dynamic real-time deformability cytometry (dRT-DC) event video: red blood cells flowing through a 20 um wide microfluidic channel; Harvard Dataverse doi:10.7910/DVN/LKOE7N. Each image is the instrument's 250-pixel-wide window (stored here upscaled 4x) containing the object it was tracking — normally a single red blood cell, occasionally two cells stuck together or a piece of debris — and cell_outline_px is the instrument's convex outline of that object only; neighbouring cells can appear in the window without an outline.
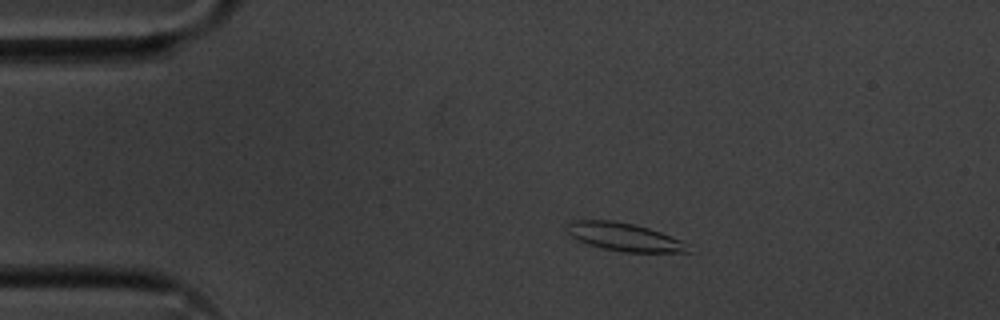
{"species": "common noctule bat (a hibernating species)", "species_latin": "Nyctalus noctula", "temperature_condition": "cold", "stored_images_in_passage": 47, "camera_frame_rate_fps": 3000, "um_per_image_px": 0.085, "animal": {"sex": "male", "body_mass_g": 20.1, "forearm_length_mm": 53.5}, "frame": {"image": 1, "passage_image": 2, "time_ms": 0.333, "image_size_px": [1000, 320], "cell_outline_px": [[696, 252], [624, 252], [604, 248], [588, 244], [572, 236], [568, 232], [568, 224], [572, 220], [612, 220], [636, 224], [660, 232], [680, 240]], "centroid_in_image_um": [53.1, 20.14], "position_along_channel_um": 31.9, "area_um2": 19.59}}
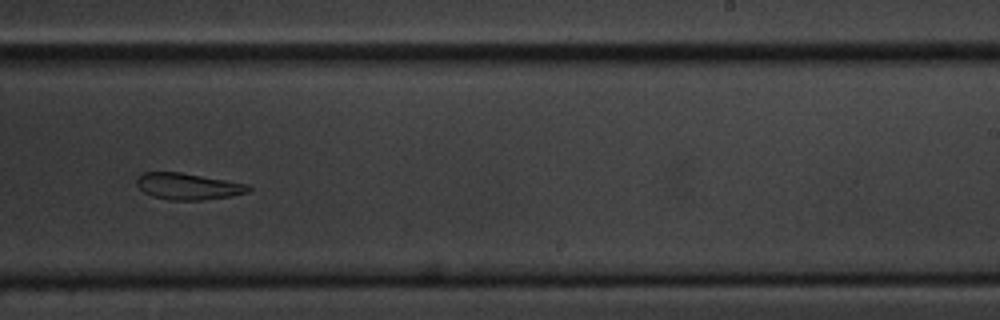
{"frame": {"image": 2, "passage_image": 26, "time_ms": 8.333, "image_size_px": [1000, 320], "cell_outline_px": [[252, 188], [248, 192], [232, 196], [200, 200], [168, 200], [152, 196], [144, 192], [136, 184], [136, 180], [144, 172], [180, 172], [248, 184]], "centroid_in_image_um": [15.99, 15.84], "position_along_channel_um": 273.0, "area_um2": 17.17}}
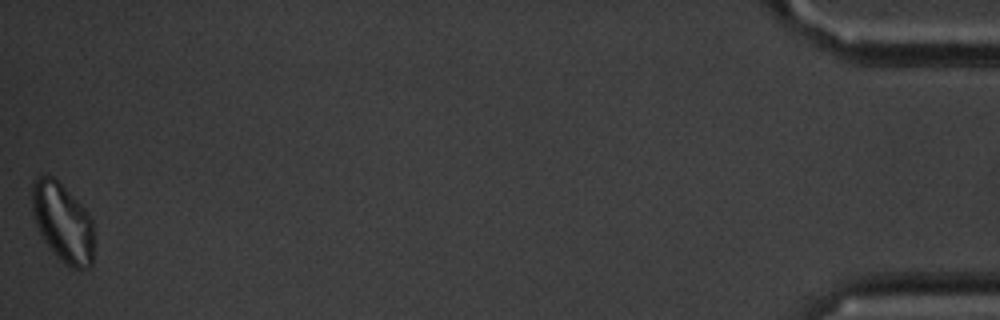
{"frame": {"image": 3, "passage_image": 47, "time_ms": 15.333, "image_size_px": [1000, 320], "cell_outline_px": [[92, 264], [88, 268], [80, 272], [64, 264], [60, 260], [44, 240], [36, 224], [32, 212], [32, 180], [36, 176], [52, 176], [88, 212], [92, 220]], "centroid_in_image_um": [5.32, 18.94], "position_along_channel_um": 429.9, "area_um2": 28.26}}